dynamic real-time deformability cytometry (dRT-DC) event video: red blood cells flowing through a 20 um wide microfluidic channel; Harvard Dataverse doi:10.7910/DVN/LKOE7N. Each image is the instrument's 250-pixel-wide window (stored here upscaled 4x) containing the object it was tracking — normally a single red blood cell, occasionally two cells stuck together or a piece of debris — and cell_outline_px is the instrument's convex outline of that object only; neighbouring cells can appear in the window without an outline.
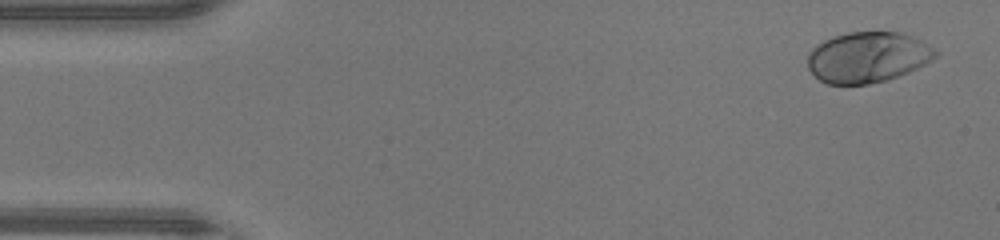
{"species": "human", "species_latin": "Homo sapiens", "temperature_condition": "warm", "stored_images_in_passage": 45, "camera_frame_rate_fps": 3000, "um_per_image_px": 0.085, "donor": {"sex": "male"}, "frame": {"image": 1, "passage_image": 1, "time_ms": 0.0, "image_size_px": [1000, 240], "cell_outline_px": [[940, 52], [932, 60], [908, 72], [884, 80], [868, 84], [828, 84], [820, 80], [808, 68], [808, 56], [812, 48], [816, 44], [832, 36], [848, 32], [900, 32], [912, 36], [920, 40]], "centroid_in_image_um": [73.74, 4.85], "position_along_channel_um": 11.3, "area_um2": 37.57}}
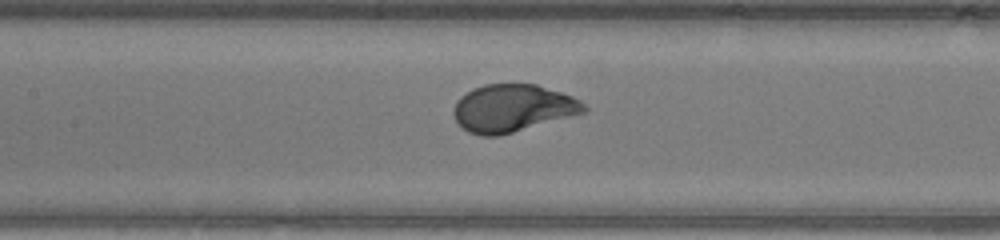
{"frame": {"image": 2, "passage_image": 20, "time_ms": 6.333, "image_size_px": [1000, 240], "cell_outline_px": [[588, 112], [512, 132], [496, 136], [480, 136], [468, 132], [456, 120], [452, 112], [456, 100], [460, 96], [472, 88], [484, 84], [536, 84], [572, 96], [580, 100], [588, 108]], "centroid_in_image_um": [43.57, 9.19], "position_along_channel_um": 163.8, "area_um2": 36.13}}
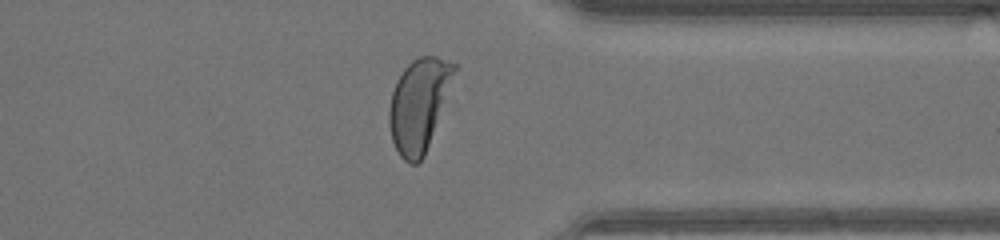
{"frame": {"image": 3, "passage_image": 35, "time_ms": 11.333, "image_size_px": [1000, 240], "cell_outline_px": [[456, 68], [424, 156], [416, 164], [412, 164], [404, 160], [400, 156], [392, 140], [388, 124], [388, 108], [392, 92], [396, 80], [404, 68], [412, 60], [420, 56], [436, 56], [456, 64]], "centroid_in_image_um": [35.55, 8.89], "position_along_channel_um": 375.9, "area_um2": 34.33}, "authors_computed_cell_mechanics": {"area_um2": 37.0498, "velocity_mm_per_s": 4.3757, "shape_relaxation_time_tau1_ms": 2.2026, "shape_relaxation_time_tau2_ms": null, "deformation_change_tau1": 0.1926, "deformation_change_tau2": null}}